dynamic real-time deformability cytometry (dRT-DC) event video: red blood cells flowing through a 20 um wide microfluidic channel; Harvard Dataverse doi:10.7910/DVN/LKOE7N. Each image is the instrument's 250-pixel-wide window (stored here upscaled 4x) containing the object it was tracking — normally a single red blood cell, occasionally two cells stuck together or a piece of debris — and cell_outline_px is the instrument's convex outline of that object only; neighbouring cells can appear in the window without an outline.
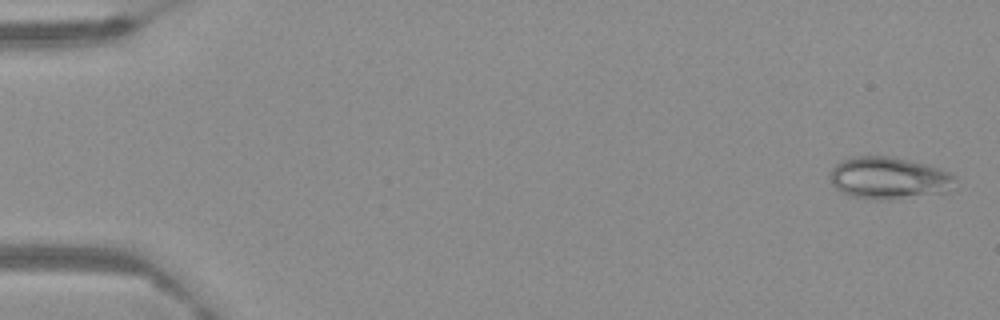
{"species": "Egyptian fruit bat (a non-hibernating species)", "species_latin": "Rousettus aegyptiacus", "temperature_condition": "warm", "stored_images_in_passage": 64, "camera_frame_rate_fps": 3000, "um_per_image_px": 0.085, "frame": {"image": 1, "passage_image": 2, "time_ms": 0.333, "image_size_px": [1000, 320], "cell_outline_px": [[956, 188], [944, 192], [900, 200], [876, 200], [848, 196], [836, 188], [832, 184], [832, 168], [836, 164], [852, 156], [892, 156], [928, 164], [948, 172], [956, 176]], "centroid_in_image_um": [75.61, 15.15], "position_along_channel_um": 9.4, "area_um2": 31.21}}
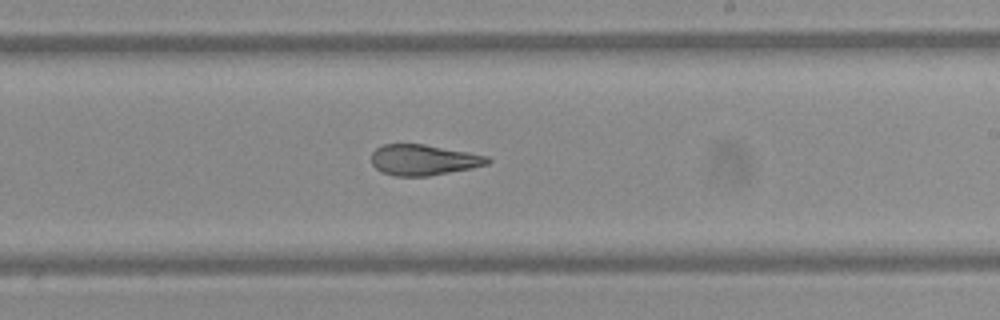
{"frame": {"image": 2, "passage_image": 39, "time_ms": 12.667, "image_size_px": [1000, 320], "cell_outline_px": [[492, 160], [488, 164], [472, 168], [428, 176], [396, 176], [384, 172], [376, 168], [372, 164], [372, 152], [376, 148], [384, 144], [424, 144], [468, 152], [488, 156]], "centroid_in_image_um": [36.02, 13.59], "position_along_channel_um": 253.0, "area_um2": 20.69}}
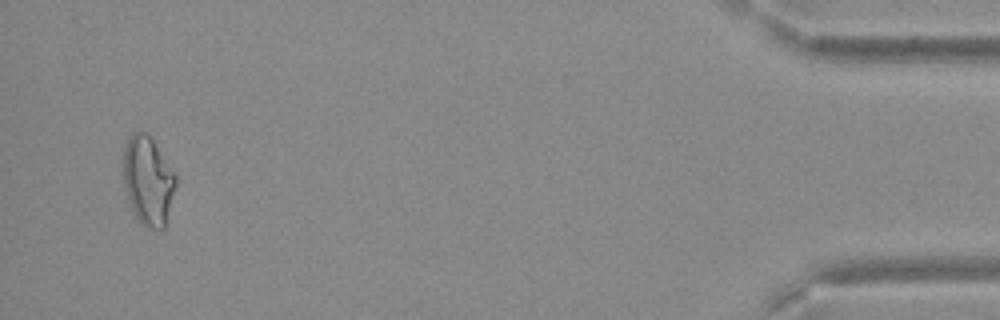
{"frame": {"image": 3, "passage_image": 62, "time_ms": 20.333, "image_size_px": [1000, 320], "cell_outline_px": [[176, 184], [164, 228], [160, 232], [148, 228], [140, 224], [128, 200], [124, 188], [124, 148], [128, 136], [132, 132], [144, 132], [152, 140], [176, 176]], "centroid_in_image_um": [12.56, 15.4], "position_along_channel_um": 422.6, "area_um2": 26.82}}